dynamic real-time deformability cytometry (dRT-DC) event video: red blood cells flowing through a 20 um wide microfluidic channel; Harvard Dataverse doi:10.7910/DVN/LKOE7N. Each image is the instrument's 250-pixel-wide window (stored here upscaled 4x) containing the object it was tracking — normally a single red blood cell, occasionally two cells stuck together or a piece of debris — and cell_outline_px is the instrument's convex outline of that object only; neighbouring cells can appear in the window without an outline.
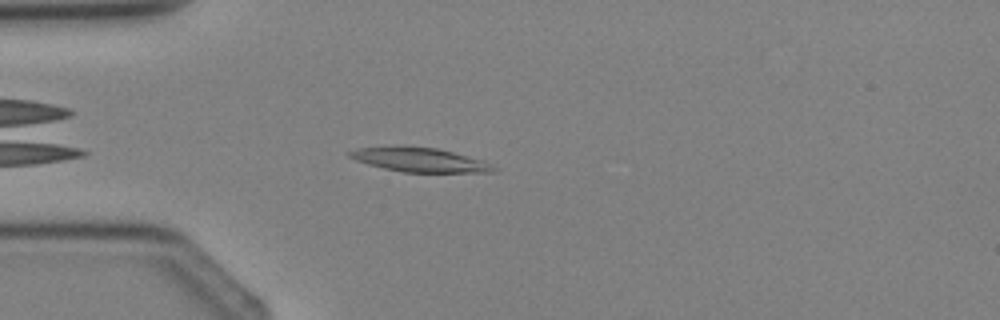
{"species": "Egyptian fruit bat (a non-hibernating species)", "species_latin": "Rousettus aegyptiacus", "temperature_condition": "cold", "stored_images_in_passage": 4, "camera_frame_rate_fps": 3000, "um_per_image_px": 0.085, "animal": {"sex": "female"}, "frame": {"image": 1, "passage_image": 4, "time_ms": 4.667, "image_size_px": [1000, 320], "cell_outline_px": [[496, 168], [492, 172], [404, 172], [384, 168], [368, 164], [356, 160], [348, 156], [344, 152], [360, 148], [436, 148], [484, 160]], "centroid_in_image_um": [35.69, 13.61], "position_along_channel_um": 49.3, "area_um2": 19.42}}